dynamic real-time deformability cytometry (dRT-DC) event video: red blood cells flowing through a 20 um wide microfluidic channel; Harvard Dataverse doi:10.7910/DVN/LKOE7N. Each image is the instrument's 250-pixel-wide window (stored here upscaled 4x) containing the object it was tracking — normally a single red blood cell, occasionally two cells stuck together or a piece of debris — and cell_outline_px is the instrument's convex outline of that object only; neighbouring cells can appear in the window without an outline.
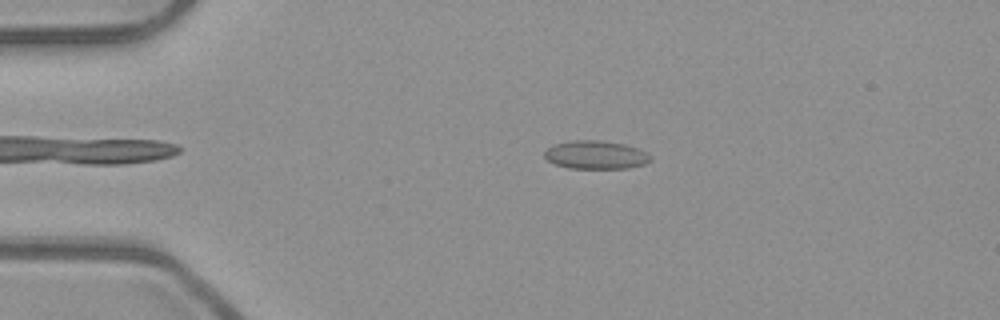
{"species": "common noctule bat (a hibernating species)", "species_latin": "Nyctalus noctula", "temperature_condition": "room temperature", "stored_images_in_passage": 38, "camera_frame_rate_fps": 3000, "um_per_image_px": 0.085, "animal": {"sex": "male", "body_mass_g": 23.1, "forearm_length_mm": 52.7}, "frame": {"image": 1, "passage_image": 3, "time_ms": 0.667, "image_size_px": [1000, 320], "cell_outline_px": [[652, 160], [644, 164], [628, 168], [568, 168], [556, 164], [548, 160], [544, 156], [544, 152], [552, 144], [572, 140], [596, 140], [624, 144], [648, 152], [652, 156]], "centroid_in_image_um": [50.65, 13.16], "position_along_channel_um": 34.4, "area_um2": 17.51}}
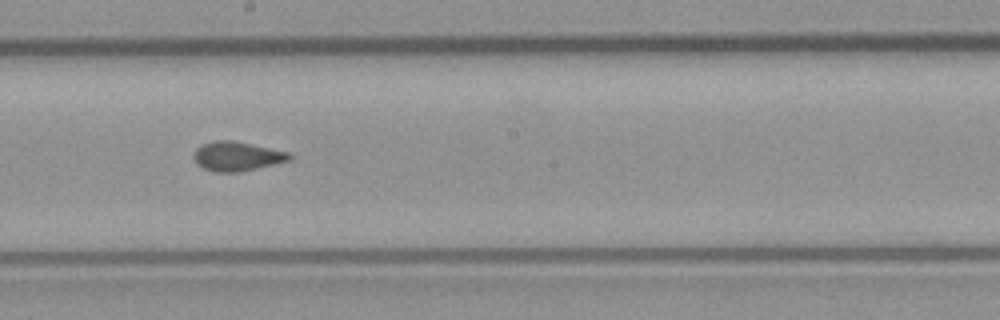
{"frame": {"image": 2, "passage_image": 21, "time_ms": 6.667, "image_size_px": [1000, 320], "cell_outline_px": [[292, 160], [240, 172], [212, 172], [196, 164], [192, 156], [196, 148], [200, 144], [216, 140], [232, 140], [292, 152]], "centroid_in_image_um": [20.15, 13.28], "position_along_channel_um": 228.1, "area_um2": 16.7}}
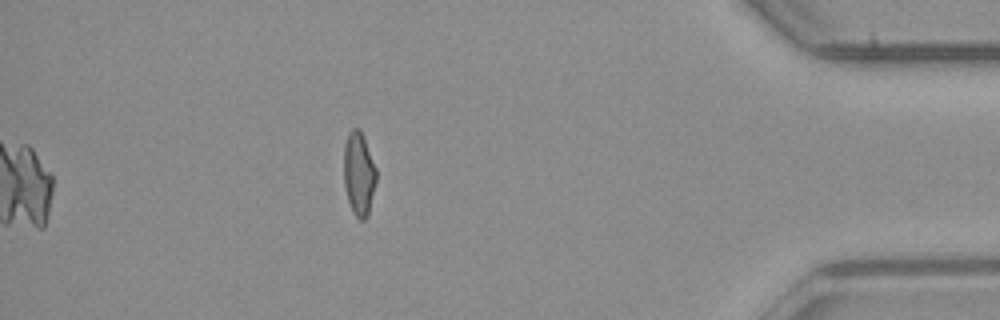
{"frame": {"image": 3, "passage_image": 38, "time_ms": 12.333, "image_size_px": [1000, 320], "cell_outline_px": [[376, 180], [368, 216], [364, 220], [360, 220], [352, 212], [348, 200], [344, 184], [344, 144], [348, 132], [352, 128], [360, 128], [364, 136], [376, 168]], "centroid_in_image_um": [30.5, 14.74], "position_along_channel_um": 404.7, "area_um2": 15.95}, "authors_computed_cell_mechanics": {"area_um2": 16.2418, "velocity_mm_per_s": 3.951, "shape_relaxation_time_tau1_ms": null, "shape_relaxation_time_tau2_ms": 1.2076, "deformation_change_tau1": null, "deformation_change_tau2": 0.0758}}